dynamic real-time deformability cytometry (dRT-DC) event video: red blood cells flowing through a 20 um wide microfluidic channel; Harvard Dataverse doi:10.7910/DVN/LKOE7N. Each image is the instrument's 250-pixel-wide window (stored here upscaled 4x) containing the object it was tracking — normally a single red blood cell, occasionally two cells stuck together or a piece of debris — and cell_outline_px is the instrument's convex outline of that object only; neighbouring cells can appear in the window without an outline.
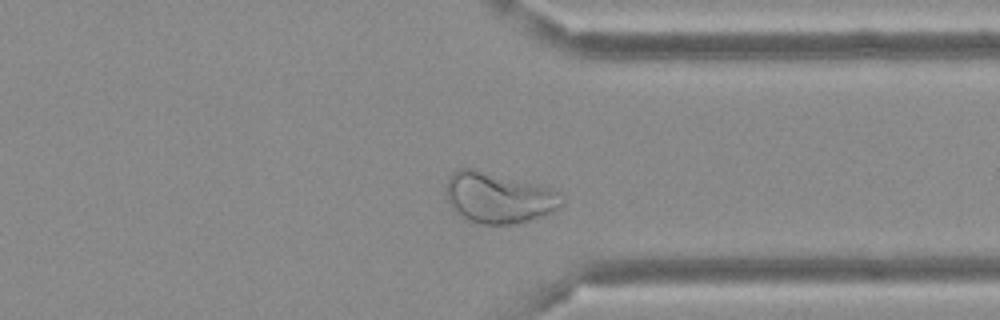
{"species": "Egyptian fruit bat (a non-hibernating species)", "species_latin": "Rousettus aegyptiacus", "temperature_condition": "cold", "stored_images_in_passage": 43, "camera_frame_rate_fps": 3000, "um_per_image_px": 0.085, "frame": {"image": 1, "passage_image": 31, "time_ms": 10.0, "image_size_px": [1000, 320], "cell_outline_px": [[564, 200], [552, 212], [544, 216], [512, 224], [480, 224], [468, 220], [460, 216], [452, 208], [444, 192], [444, 188], [448, 176], [452, 172], [460, 168], [472, 168], [536, 184], [548, 188], [556, 192]], "centroid_in_image_um": [42.29, 16.8], "position_along_channel_um": 369.1, "area_um2": 34.04}}
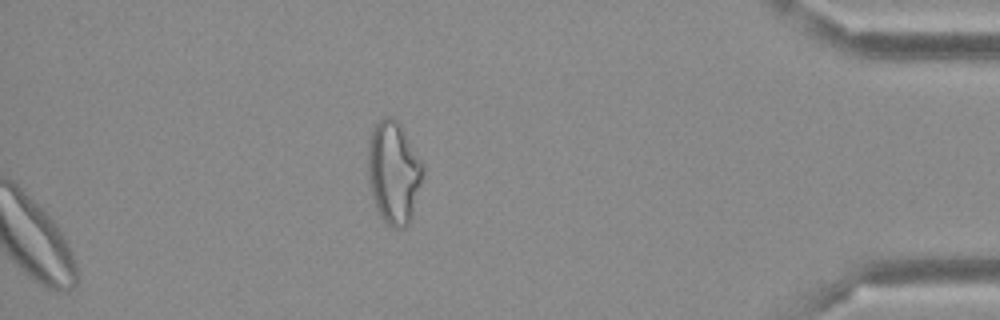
{"frame": {"image": 2, "passage_image": 43, "time_ms": 14.0, "image_size_px": [1000, 320], "cell_outline_px": [[424, 176], [408, 224], [404, 228], [392, 228], [384, 220], [376, 208], [372, 196], [368, 180], [368, 140], [376, 124], [380, 120], [388, 116], [392, 116], [400, 124], [424, 164]], "centroid_in_image_um": [33.47, 14.65], "position_along_channel_um": 401.7, "area_um2": 32.77}}